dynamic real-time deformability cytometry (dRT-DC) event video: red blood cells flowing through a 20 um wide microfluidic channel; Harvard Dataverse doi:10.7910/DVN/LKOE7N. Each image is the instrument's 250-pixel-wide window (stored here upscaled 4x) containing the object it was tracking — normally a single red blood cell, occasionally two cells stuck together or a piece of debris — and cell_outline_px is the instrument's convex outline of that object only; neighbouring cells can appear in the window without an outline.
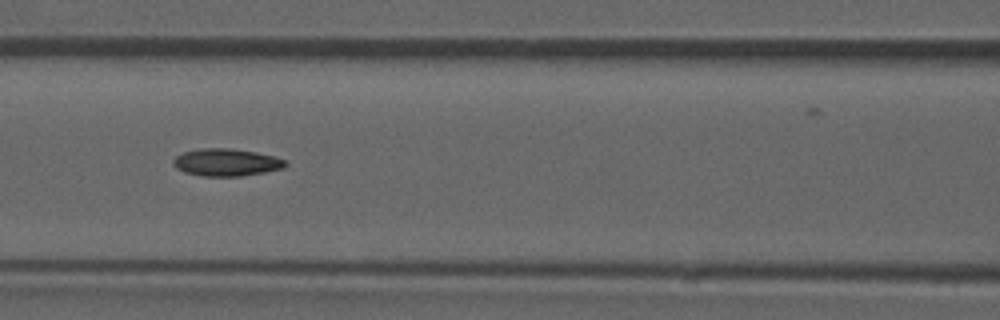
{"species": "common noctule bat (a hibernating species)", "species_latin": "Nyctalus noctula", "temperature_condition": "room temperature", "stored_images_in_passage": 52, "camera_frame_rate_fps": 3000, "um_per_image_px": 0.085, "animal": {"sex": "male", "forearm_length_mm": 52.5}, "frame": {"image": 1, "passage_image": 23, "time_ms": 7.333, "image_size_px": [1000, 320], "cell_outline_px": [[288, 164], [284, 168], [264, 172], [240, 176], [200, 176], [184, 172], [176, 168], [172, 164], [172, 160], [176, 156], [184, 152], [204, 148], [228, 148], [256, 152], [272, 156], [284, 160]], "centroid_in_image_um": [19.21, 13.81], "position_along_channel_um": 147.4, "area_um2": 17.8}, "authors_computed_cell_mechanics": {"area_um2": 17.4845, "velocity_mm_per_s": 3.9165, "shape_relaxation_time_tau1_ms": null, "shape_relaxation_time_tau2_ms": 2.6666, "deformation_change_tau1": null, "deformation_change_tau2": 0.0944}}